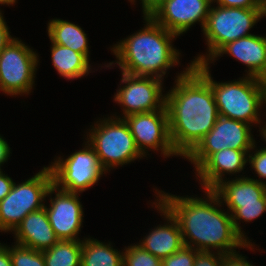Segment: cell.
<instances>
[{
  "label": "cell",
  "instance_id": "cell-32",
  "mask_svg": "<svg viewBox=\"0 0 266 266\" xmlns=\"http://www.w3.org/2000/svg\"><path fill=\"white\" fill-rule=\"evenodd\" d=\"M2 13L0 12V53L3 51L5 46L10 42L12 39L11 35L9 34L8 26L3 19Z\"/></svg>",
  "mask_w": 266,
  "mask_h": 266
},
{
  "label": "cell",
  "instance_id": "cell-1",
  "mask_svg": "<svg viewBox=\"0 0 266 266\" xmlns=\"http://www.w3.org/2000/svg\"><path fill=\"white\" fill-rule=\"evenodd\" d=\"M175 82L165 106L172 146L185 158L214 127L219 112L210 83L191 63Z\"/></svg>",
  "mask_w": 266,
  "mask_h": 266
},
{
  "label": "cell",
  "instance_id": "cell-39",
  "mask_svg": "<svg viewBox=\"0 0 266 266\" xmlns=\"http://www.w3.org/2000/svg\"><path fill=\"white\" fill-rule=\"evenodd\" d=\"M262 5H263L264 10H265V12H266V0H262Z\"/></svg>",
  "mask_w": 266,
  "mask_h": 266
},
{
  "label": "cell",
  "instance_id": "cell-21",
  "mask_svg": "<svg viewBox=\"0 0 266 266\" xmlns=\"http://www.w3.org/2000/svg\"><path fill=\"white\" fill-rule=\"evenodd\" d=\"M51 57L52 63L60 76L68 79H76L89 73V61L83 54L64 47L59 44L52 43Z\"/></svg>",
  "mask_w": 266,
  "mask_h": 266
},
{
  "label": "cell",
  "instance_id": "cell-38",
  "mask_svg": "<svg viewBox=\"0 0 266 266\" xmlns=\"http://www.w3.org/2000/svg\"><path fill=\"white\" fill-rule=\"evenodd\" d=\"M261 135L263 136V138L265 139L266 141V125L265 127L261 128ZM265 151H266V148H263Z\"/></svg>",
  "mask_w": 266,
  "mask_h": 266
},
{
  "label": "cell",
  "instance_id": "cell-14",
  "mask_svg": "<svg viewBox=\"0 0 266 266\" xmlns=\"http://www.w3.org/2000/svg\"><path fill=\"white\" fill-rule=\"evenodd\" d=\"M56 196L50 198V208L44 206L48 220L59 240H79L83 209L78 194L55 186Z\"/></svg>",
  "mask_w": 266,
  "mask_h": 266
},
{
  "label": "cell",
  "instance_id": "cell-37",
  "mask_svg": "<svg viewBox=\"0 0 266 266\" xmlns=\"http://www.w3.org/2000/svg\"><path fill=\"white\" fill-rule=\"evenodd\" d=\"M260 81L262 83V85L264 86L265 90H266V72L263 74V76L260 78Z\"/></svg>",
  "mask_w": 266,
  "mask_h": 266
},
{
  "label": "cell",
  "instance_id": "cell-35",
  "mask_svg": "<svg viewBox=\"0 0 266 266\" xmlns=\"http://www.w3.org/2000/svg\"><path fill=\"white\" fill-rule=\"evenodd\" d=\"M0 266H12L9 249L4 245H0Z\"/></svg>",
  "mask_w": 266,
  "mask_h": 266
},
{
  "label": "cell",
  "instance_id": "cell-28",
  "mask_svg": "<svg viewBox=\"0 0 266 266\" xmlns=\"http://www.w3.org/2000/svg\"><path fill=\"white\" fill-rule=\"evenodd\" d=\"M216 254L212 251H198L194 260V266H221L222 254L217 252Z\"/></svg>",
  "mask_w": 266,
  "mask_h": 266
},
{
  "label": "cell",
  "instance_id": "cell-9",
  "mask_svg": "<svg viewBox=\"0 0 266 266\" xmlns=\"http://www.w3.org/2000/svg\"><path fill=\"white\" fill-rule=\"evenodd\" d=\"M88 145V146H87ZM67 159L58 161L50 166L53 174V184L61 190L81 193L95 185L106 172L98 159L95 150L88 144Z\"/></svg>",
  "mask_w": 266,
  "mask_h": 266
},
{
  "label": "cell",
  "instance_id": "cell-34",
  "mask_svg": "<svg viewBox=\"0 0 266 266\" xmlns=\"http://www.w3.org/2000/svg\"><path fill=\"white\" fill-rule=\"evenodd\" d=\"M10 155V147L8 143L0 136V167L5 163Z\"/></svg>",
  "mask_w": 266,
  "mask_h": 266
},
{
  "label": "cell",
  "instance_id": "cell-18",
  "mask_svg": "<svg viewBox=\"0 0 266 266\" xmlns=\"http://www.w3.org/2000/svg\"><path fill=\"white\" fill-rule=\"evenodd\" d=\"M155 206L169 222L154 228L137 245L162 260L180 250L184 246V242L178 221L160 203H156Z\"/></svg>",
  "mask_w": 266,
  "mask_h": 266
},
{
  "label": "cell",
  "instance_id": "cell-30",
  "mask_svg": "<svg viewBox=\"0 0 266 266\" xmlns=\"http://www.w3.org/2000/svg\"><path fill=\"white\" fill-rule=\"evenodd\" d=\"M219 6L238 8H264L262 0H213Z\"/></svg>",
  "mask_w": 266,
  "mask_h": 266
},
{
  "label": "cell",
  "instance_id": "cell-27",
  "mask_svg": "<svg viewBox=\"0 0 266 266\" xmlns=\"http://www.w3.org/2000/svg\"><path fill=\"white\" fill-rule=\"evenodd\" d=\"M198 250L183 246L174 254L162 259V266H194V260Z\"/></svg>",
  "mask_w": 266,
  "mask_h": 266
},
{
  "label": "cell",
  "instance_id": "cell-11",
  "mask_svg": "<svg viewBox=\"0 0 266 266\" xmlns=\"http://www.w3.org/2000/svg\"><path fill=\"white\" fill-rule=\"evenodd\" d=\"M122 83L127 85L117 90L114 101L123 106V118L165 107L166 96L162 95L161 79L122 72Z\"/></svg>",
  "mask_w": 266,
  "mask_h": 266
},
{
  "label": "cell",
  "instance_id": "cell-12",
  "mask_svg": "<svg viewBox=\"0 0 266 266\" xmlns=\"http://www.w3.org/2000/svg\"><path fill=\"white\" fill-rule=\"evenodd\" d=\"M123 119L143 156H146L147 148L156 151L161 149L165 157L178 155L170 139L166 106L161 110L132 114Z\"/></svg>",
  "mask_w": 266,
  "mask_h": 266
},
{
  "label": "cell",
  "instance_id": "cell-4",
  "mask_svg": "<svg viewBox=\"0 0 266 266\" xmlns=\"http://www.w3.org/2000/svg\"><path fill=\"white\" fill-rule=\"evenodd\" d=\"M208 64L192 66L210 83L219 116L247 124L260 123V106L266 103V90L260 78L246 76L239 81L218 83L210 75Z\"/></svg>",
  "mask_w": 266,
  "mask_h": 266
},
{
  "label": "cell",
  "instance_id": "cell-2",
  "mask_svg": "<svg viewBox=\"0 0 266 266\" xmlns=\"http://www.w3.org/2000/svg\"><path fill=\"white\" fill-rule=\"evenodd\" d=\"M205 191L208 197L205 200L183 198L162 191L157 193L160 198L157 202L178 221L184 245L192 248L195 245L196 250L207 252L215 248L221 254L235 253L236 247L252 249L253 244L236 231L231 214L216 207L222 203L217 194L213 190Z\"/></svg>",
  "mask_w": 266,
  "mask_h": 266
},
{
  "label": "cell",
  "instance_id": "cell-26",
  "mask_svg": "<svg viewBox=\"0 0 266 266\" xmlns=\"http://www.w3.org/2000/svg\"><path fill=\"white\" fill-rule=\"evenodd\" d=\"M266 211V194L260 199V204L241 205L232 215V222L236 231L248 242L237 220L252 221Z\"/></svg>",
  "mask_w": 266,
  "mask_h": 266
},
{
  "label": "cell",
  "instance_id": "cell-36",
  "mask_svg": "<svg viewBox=\"0 0 266 266\" xmlns=\"http://www.w3.org/2000/svg\"><path fill=\"white\" fill-rule=\"evenodd\" d=\"M16 2V0H0V4H7V5H12Z\"/></svg>",
  "mask_w": 266,
  "mask_h": 266
},
{
  "label": "cell",
  "instance_id": "cell-13",
  "mask_svg": "<svg viewBox=\"0 0 266 266\" xmlns=\"http://www.w3.org/2000/svg\"><path fill=\"white\" fill-rule=\"evenodd\" d=\"M211 3L213 0H165L151 18L179 36L196 22L204 29Z\"/></svg>",
  "mask_w": 266,
  "mask_h": 266
},
{
  "label": "cell",
  "instance_id": "cell-23",
  "mask_svg": "<svg viewBox=\"0 0 266 266\" xmlns=\"http://www.w3.org/2000/svg\"><path fill=\"white\" fill-rule=\"evenodd\" d=\"M81 240H59L43 251L46 266H81Z\"/></svg>",
  "mask_w": 266,
  "mask_h": 266
},
{
  "label": "cell",
  "instance_id": "cell-17",
  "mask_svg": "<svg viewBox=\"0 0 266 266\" xmlns=\"http://www.w3.org/2000/svg\"><path fill=\"white\" fill-rule=\"evenodd\" d=\"M224 53L248 66V76L261 78L266 72V37L252 34L229 42L211 60Z\"/></svg>",
  "mask_w": 266,
  "mask_h": 266
},
{
  "label": "cell",
  "instance_id": "cell-22",
  "mask_svg": "<svg viewBox=\"0 0 266 266\" xmlns=\"http://www.w3.org/2000/svg\"><path fill=\"white\" fill-rule=\"evenodd\" d=\"M96 239L82 241L81 266H123V252Z\"/></svg>",
  "mask_w": 266,
  "mask_h": 266
},
{
  "label": "cell",
  "instance_id": "cell-7",
  "mask_svg": "<svg viewBox=\"0 0 266 266\" xmlns=\"http://www.w3.org/2000/svg\"><path fill=\"white\" fill-rule=\"evenodd\" d=\"M105 118L93 126L88 144L95 150L105 171L143 157L123 118Z\"/></svg>",
  "mask_w": 266,
  "mask_h": 266
},
{
  "label": "cell",
  "instance_id": "cell-25",
  "mask_svg": "<svg viewBox=\"0 0 266 266\" xmlns=\"http://www.w3.org/2000/svg\"><path fill=\"white\" fill-rule=\"evenodd\" d=\"M123 266H162V260L135 244L125 249Z\"/></svg>",
  "mask_w": 266,
  "mask_h": 266
},
{
  "label": "cell",
  "instance_id": "cell-15",
  "mask_svg": "<svg viewBox=\"0 0 266 266\" xmlns=\"http://www.w3.org/2000/svg\"><path fill=\"white\" fill-rule=\"evenodd\" d=\"M250 151L226 148L211 154L196 169L198 177L201 178L202 187L205 190H213L223 182V173L233 174L242 171L248 161L245 155Z\"/></svg>",
  "mask_w": 266,
  "mask_h": 266
},
{
  "label": "cell",
  "instance_id": "cell-5",
  "mask_svg": "<svg viewBox=\"0 0 266 266\" xmlns=\"http://www.w3.org/2000/svg\"><path fill=\"white\" fill-rule=\"evenodd\" d=\"M266 16L264 8L210 7L203 29L208 44L207 56L200 55L191 64H208L227 43L247 37L251 28ZM206 57V58H205Z\"/></svg>",
  "mask_w": 266,
  "mask_h": 266
},
{
  "label": "cell",
  "instance_id": "cell-8",
  "mask_svg": "<svg viewBox=\"0 0 266 266\" xmlns=\"http://www.w3.org/2000/svg\"><path fill=\"white\" fill-rule=\"evenodd\" d=\"M12 38L0 53V90L8 95L28 94L34 84L37 53Z\"/></svg>",
  "mask_w": 266,
  "mask_h": 266
},
{
  "label": "cell",
  "instance_id": "cell-6",
  "mask_svg": "<svg viewBox=\"0 0 266 266\" xmlns=\"http://www.w3.org/2000/svg\"><path fill=\"white\" fill-rule=\"evenodd\" d=\"M54 192L50 166L21 184L14 183L10 193L0 201V230L14 231L30 212L43 209V199Z\"/></svg>",
  "mask_w": 266,
  "mask_h": 266
},
{
  "label": "cell",
  "instance_id": "cell-10",
  "mask_svg": "<svg viewBox=\"0 0 266 266\" xmlns=\"http://www.w3.org/2000/svg\"><path fill=\"white\" fill-rule=\"evenodd\" d=\"M250 124L219 116L214 127L197 146L185 157L197 169L211 154L231 148L251 150L256 147Z\"/></svg>",
  "mask_w": 266,
  "mask_h": 266
},
{
  "label": "cell",
  "instance_id": "cell-33",
  "mask_svg": "<svg viewBox=\"0 0 266 266\" xmlns=\"http://www.w3.org/2000/svg\"><path fill=\"white\" fill-rule=\"evenodd\" d=\"M13 184V180L0 170V201L10 193Z\"/></svg>",
  "mask_w": 266,
  "mask_h": 266
},
{
  "label": "cell",
  "instance_id": "cell-3",
  "mask_svg": "<svg viewBox=\"0 0 266 266\" xmlns=\"http://www.w3.org/2000/svg\"><path fill=\"white\" fill-rule=\"evenodd\" d=\"M146 27L118 42L111 49L117 57L122 72L163 79L166 70L178 65V50L172 47L176 34L157 24L151 17H144Z\"/></svg>",
  "mask_w": 266,
  "mask_h": 266
},
{
  "label": "cell",
  "instance_id": "cell-16",
  "mask_svg": "<svg viewBox=\"0 0 266 266\" xmlns=\"http://www.w3.org/2000/svg\"><path fill=\"white\" fill-rule=\"evenodd\" d=\"M13 232L16 244L41 252L50 249L59 241L50 225L45 208L30 212Z\"/></svg>",
  "mask_w": 266,
  "mask_h": 266
},
{
  "label": "cell",
  "instance_id": "cell-19",
  "mask_svg": "<svg viewBox=\"0 0 266 266\" xmlns=\"http://www.w3.org/2000/svg\"><path fill=\"white\" fill-rule=\"evenodd\" d=\"M218 184L213 191L219 199H223L231 215L241 205L260 204V199L266 194V184L257 179L241 177Z\"/></svg>",
  "mask_w": 266,
  "mask_h": 266
},
{
  "label": "cell",
  "instance_id": "cell-24",
  "mask_svg": "<svg viewBox=\"0 0 266 266\" xmlns=\"http://www.w3.org/2000/svg\"><path fill=\"white\" fill-rule=\"evenodd\" d=\"M14 246L12 248L7 246L12 266H46L43 252L19 244Z\"/></svg>",
  "mask_w": 266,
  "mask_h": 266
},
{
  "label": "cell",
  "instance_id": "cell-20",
  "mask_svg": "<svg viewBox=\"0 0 266 266\" xmlns=\"http://www.w3.org/2000/svg\"><path fill=\"white\" fill-rule=\"evenodd\" d=\"M47 30L52 43L81 53L89 60L88 39L81 27L68 21L53 19L48 23Z\"/></svg>",
  "mask_w": 266,
  "mask_h": 266
},
{
  "label": "cell",
  "instance_id": "cell-29",
  "mask_svg": "<svg viewBox=\"0 0 266 266\" xmlns=\"http://www.w3.org/2000/svg\"><path fill=\"white\" fill-rule=\"evenodd\" d=\"M254 155L249 154V163L251 167L254 168L256 174L261 178H266V151L264 149H260L253 153Z\"/></svg>",
  "mask_w": 266,
  "mask_h": 266
},
{
  "label": "cell",
  "instance_id": "cell-31",
  "mask_svg": "<svg viewBox=\"0 0 266 266\" xmlns=\"http://www.w3.org/2000/svg\"><path fill=\"white\" fill-rule=\"evenodd\" d=\"M131 2L135 0H130ZM144 17H151L165 0H141Z\"/></svg>",
  "mask_w": 266,
  "mask_h": 266
}]
</instances>
